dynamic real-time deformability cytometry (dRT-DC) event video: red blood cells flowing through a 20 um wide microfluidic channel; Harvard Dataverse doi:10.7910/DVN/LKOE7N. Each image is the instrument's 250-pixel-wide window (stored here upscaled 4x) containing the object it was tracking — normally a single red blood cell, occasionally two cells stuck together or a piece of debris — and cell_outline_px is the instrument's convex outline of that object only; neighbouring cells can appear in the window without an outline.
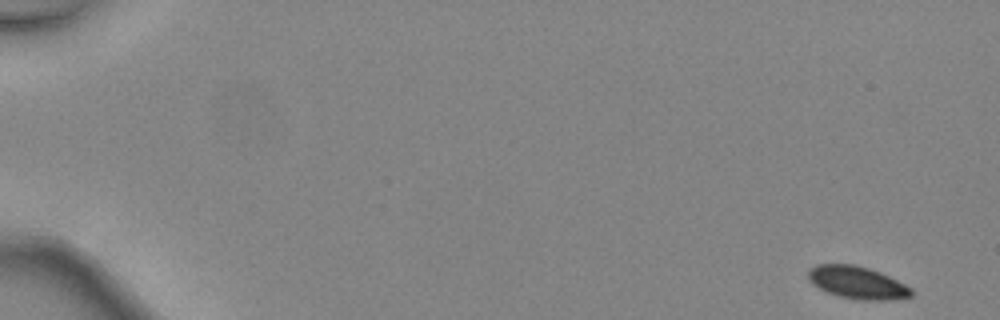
{"species": "common noctule bat (a hibernating species)", "species_latin": "Nyctalus noctula", "temperature_condition": "warm", "stored_images_in_passage": 46, "camera_frame_rate_fps": 3000, "um_per_image_px": 0.085, "animal": {"sex": "female", "body_mass_g": 24.6, "forearm_length_mm": 56.2}, "frame": {"image": 1, "passage_image": 1, "time_ms": 0.0, "image_size_px": [1000, 320], "cell_outline_px": [[912, 296], [892, 300], [860, 300], [840, 296], [828, 292], [812, 284], [808, 280], [808, 268], [816, 264], [856, 264], [880, 272], [912, 288]], "centroid_in_image_um": [72.85, 24.01], "position_along_channel_um": 12.2, "area_um2": 19.54}}
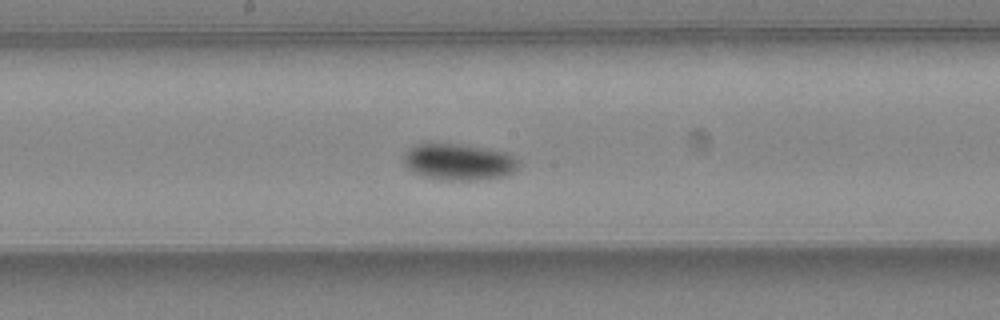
{"frame": {"image": 2, "passage_image": 26, "time_ms": 8.333, "image_size_px": [1000, 320], "cell_outline_px": [[520, 168], [508, 176], [476, 180], [444, 180], [424, 176], [412, 172], [404, 164], [404, 152], [408, 148], [416, 144], [428, 140], [460, 144], [508, 152], [516, 156], [520, 160]], "centroid_in_image_um": [39.01, 13.73], "position_along_channel_um": 209.2, "area_um2": 25.49}}
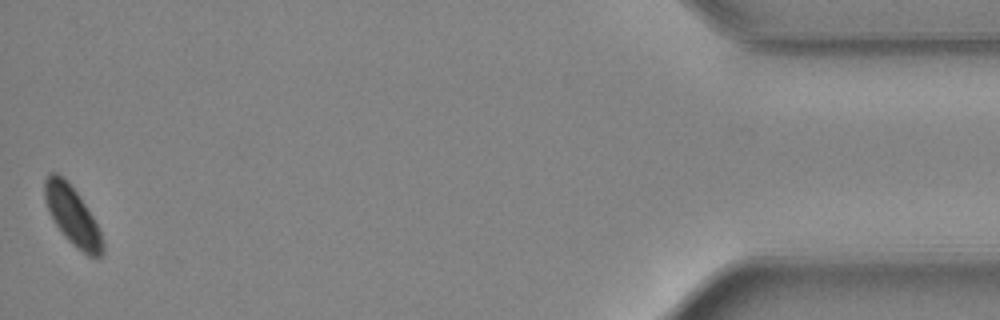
{"frame": {"image": 3, "passage_image": 46, "time_ms": 15.0, "image_size_px": [1000, 320], "cell_outline_px": [[104, 252], [100, 256], [88, 256], [76, 248], [64, 236], [56, 224], [44, 200], [44, 180], [48, 172], [56, 172], [76, 192], [92, 216], [100, 232], [104, 244]], "centroid_in_image_um": [6.14, 18.36], "position_along_channel_um": 429.1, "area_um2": 19.31}, "authors_computed_cell_mechanics": {"area_um2": 21.8195, "velocity_mm_per_s": 4.4956, "shape_relaxation_time_tau1_ms": 2.9617, "shape_relaxation_time_tau2_ms": null, "deformation_change_tau1": 0.0514, "deformation_change_tau2": null}}